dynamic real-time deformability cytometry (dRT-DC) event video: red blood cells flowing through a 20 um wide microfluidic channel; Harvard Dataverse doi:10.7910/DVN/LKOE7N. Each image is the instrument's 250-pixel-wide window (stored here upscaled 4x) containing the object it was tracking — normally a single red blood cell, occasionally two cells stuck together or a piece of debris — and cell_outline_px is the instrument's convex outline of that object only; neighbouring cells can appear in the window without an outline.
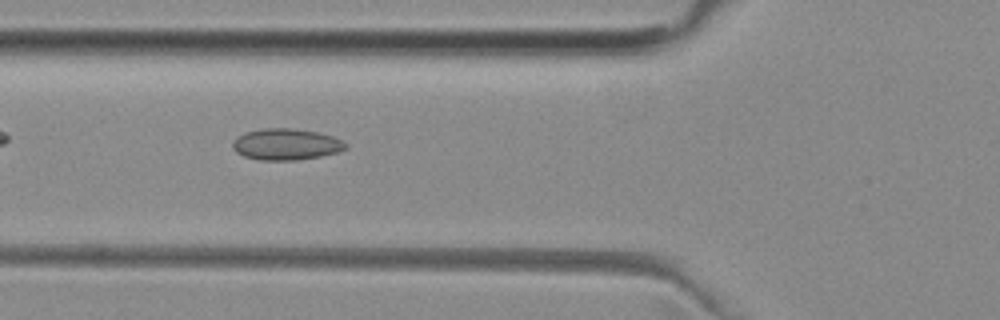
{"species": "common noctule bat (a hibernating species)", "species_latin": "Nyctalus noctula", "temperature_condition": "room temperature", "stored_images_in_passage": 39, "camera_frame_rate_fps": 3000, "um_per_image_px": 0.085, "animal": {"sex": "female", "body_mass_g": 29.2, "forearm_length_mm": 56.3}, "frame": {"image": 1, "passage_image": 6, "time_ms": 1.667, "image_size_px": [1000, 320], "cell_outline_px": [[348, 148], [336, 152], [320, 156], [296, 160], [260, 160], [244, 156], [236, 152], [232, 148], [232, 144], [236, 136], [244, 132], [264, 128], [292, 128], [316, 132], [332, 136], [348, 144]], "centroid_in_image_um": [24.28, 12.26], "position_along_channel_um": 101.5, "area_um2": 20.63}}
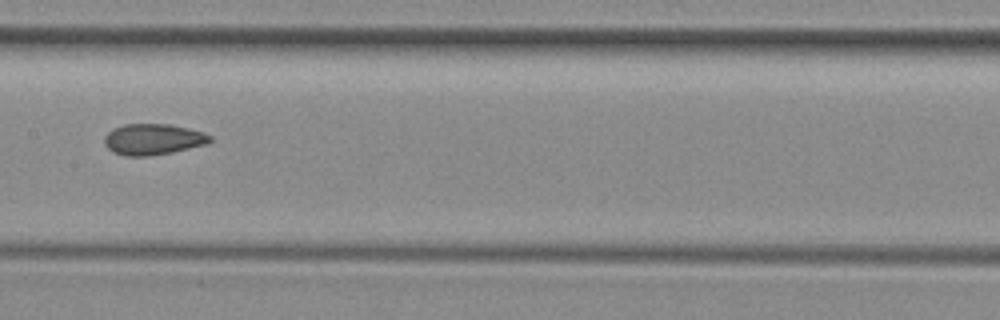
{"frame": {"image": 2, "passage_image": 13, "time_ms": 4.0, "image_size_px": [1000, 320], "cell_outline_px": [[212, 140], [208, 144], [172, 152], [152, 156], [124, 156], [112, 152], [104, 144], [104, 136], [112, 128], [124, 124], [168, 124], [188, 128], [204, 132], [212, 136]], "centroid_in_image_um": [13.0, 11.84], "position_along_channel_um": 194.4, "area_um2": 19.36}}
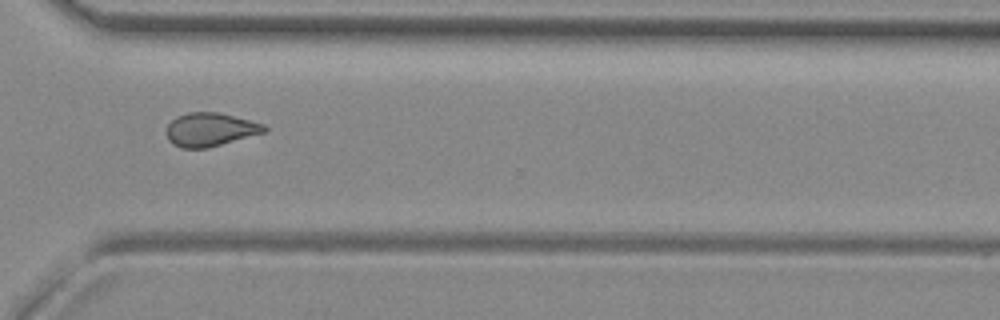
{"frame": {"image": 3, "passage_image": 25, "time_ms": 8.0, "image_size_px": [1000, 320], "cell_outline_px": [[268, 128], [264, 132], [208, 148], [180, 148], [172, 144], [168, 140], [168, 124], [176, 116], [188, 112], [216, 112], [264, 124]], "centroid_in_image_um": [17.84, 11.02], "position_along_channel_um": 352.8, "area_um2": 18.84}, "authors_computed_cell_mechanics": {"area_um2": 18.9584, "velocity_mm_per_s": 3.9718, "shape_relaxation_time_tau1_ms": null, "shape_relaxation_time_tau2_ms": 2.3092, "deformation_change_tau1": null, "deformation_change_tau2": 0.0918}}